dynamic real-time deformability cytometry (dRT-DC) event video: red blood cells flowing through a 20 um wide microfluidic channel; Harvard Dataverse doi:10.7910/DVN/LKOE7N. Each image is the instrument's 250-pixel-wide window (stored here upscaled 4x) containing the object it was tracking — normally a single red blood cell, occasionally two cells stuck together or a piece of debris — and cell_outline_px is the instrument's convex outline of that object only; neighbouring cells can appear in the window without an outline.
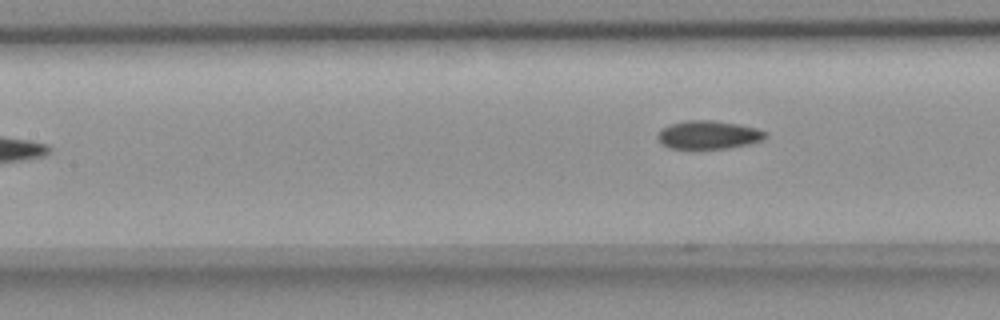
{"species": "common noctule bat (a hibernating species)", "species_latin": "Nyctalus noctula", "temperature_condition": "room temperature", "stored_images_in_passage": 28, "camera_frame_rate_fps": 3000, "um_per_image_px": 0.085, "animal": {"sex": "female", "body_mass_g": 18.4}, "frame": {"image": 1, "passage_image": 23, "time_ms": 7.333, "image_size_px": [1000, 320], "cell_outline_px": [[768, 136], [760, 140], [748, 144], [728, 148], [692, 152], [668, 148], [660, 144], [656, 136], [660, 128], [668, 124], [688, 120], [712, 120], [736, 124], [756, 128], [764, 132]], "centroid_in_image_um": [60.08, 11.51], "position_along_channel_um": 147.3, "area_um2": 18.61}}